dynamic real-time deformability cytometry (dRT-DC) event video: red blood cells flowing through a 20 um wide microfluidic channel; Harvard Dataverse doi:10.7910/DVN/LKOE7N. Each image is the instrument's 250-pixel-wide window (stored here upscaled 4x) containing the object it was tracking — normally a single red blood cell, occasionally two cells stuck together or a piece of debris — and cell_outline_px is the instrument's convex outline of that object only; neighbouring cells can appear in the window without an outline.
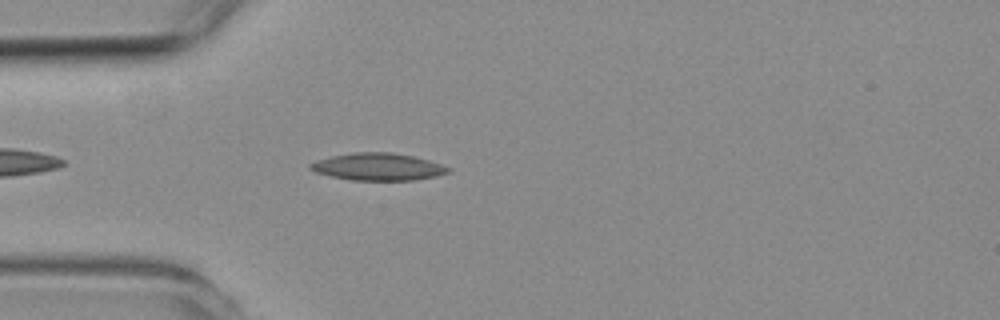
{"species": "common noctule bat (a hibernating species)", "species_latin": "Nyctalus noctula", "temperature_condition": "room temperature", "stored_images_in_passage": 12, "camera_frame_rate_fps": 3000, "um_per_image_px": 0.085, "animal": {"sex": "female", "body_mass_g": 19.3, "forearm_length_mm": 54.1}, "frame": {"image": 1, "passage_image": 4, "time_ms": 1.0, "image_size_px": [1000, 320], "cell_outline_px": [[452, 168], [448, 172], [436, 176], [412, 180], [352, 180], [332, 176], [316, 172], [308, 168], [308, 164], [316, 160], [332, 156], [352, 152], [392, 152], [412, 156], [428, 160]], "centroid_in_image_um": [32.1, 14.17], "position_along_channel_um": 52.9, "area_um2": 21.79}}